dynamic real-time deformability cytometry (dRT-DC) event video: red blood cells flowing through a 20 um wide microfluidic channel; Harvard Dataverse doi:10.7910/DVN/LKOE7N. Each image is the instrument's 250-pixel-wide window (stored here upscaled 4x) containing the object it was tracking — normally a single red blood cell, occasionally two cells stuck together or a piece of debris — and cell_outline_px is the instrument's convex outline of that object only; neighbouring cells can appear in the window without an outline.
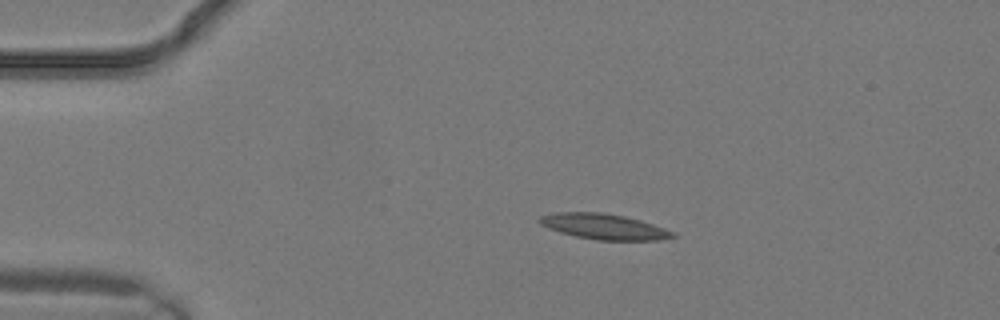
{"species": "common noctule bat (a hibernating species)", "species_latin": "Nyctalus noctula", "temperature_condition": "warm", "stored_images_in_passage": 1, "camera_frame_rate_fps": 3000, "um_per_image_px": 0.085, "animal": {"sex": "male", "body_mass_g": 19.2, "forearm_length_mm": 51.8}, "frame": {"image": 1, "passage_image": 1, "time_ms": 0.0, "image_size_px": [1000, 320], "cell_outline_px": [[676, 236], [660, 240], [596, 240], [576, 236], [560, 232], [548, 228], [540, 224], [536, 220], [540, 216], [556, 212], [604, 212], [624, 216], [640, 220], [676, 232]], "centroid_in_image_um": [51.32, 19.25], "position_along_channel_um": 33.7, "area_um2": 19.88}}